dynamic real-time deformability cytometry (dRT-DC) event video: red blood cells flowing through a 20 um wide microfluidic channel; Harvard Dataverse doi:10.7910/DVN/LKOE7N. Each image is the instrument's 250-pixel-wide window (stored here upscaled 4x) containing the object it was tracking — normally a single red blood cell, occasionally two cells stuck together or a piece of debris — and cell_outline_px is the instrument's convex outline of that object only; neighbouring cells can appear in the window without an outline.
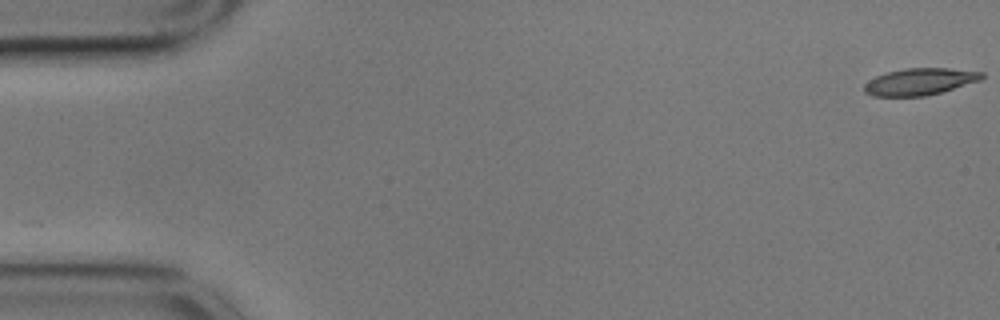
{"species": "common noctule bat (a hibernating species)", "species_latin": "Nyctalus noctula", "temperature_condition": "cold", "stored_images_in_passage": 6, "camera_frame_rate_fps": 3000, "um_per_image_px": 0.085, "animal": {"sex": "male", "body_mass_g": 17.9}, "frame": {"image": 1, "passage_image": 1, "time_ms": 0.0, "image_size_px": [1000, 320], "cell_outline_px": [[984, 76], [980, 80], [940, 92], [924, 96], [872, 96], [864, 92], [864, 84], [868, 80], [876, 76], [888, 72], [904, 68], [948, 68], [984, 72]], "centroid_in_image_um": [78.15, 6.93], "position_along_channel_um": 6.8, "area_um2": 18.26}}